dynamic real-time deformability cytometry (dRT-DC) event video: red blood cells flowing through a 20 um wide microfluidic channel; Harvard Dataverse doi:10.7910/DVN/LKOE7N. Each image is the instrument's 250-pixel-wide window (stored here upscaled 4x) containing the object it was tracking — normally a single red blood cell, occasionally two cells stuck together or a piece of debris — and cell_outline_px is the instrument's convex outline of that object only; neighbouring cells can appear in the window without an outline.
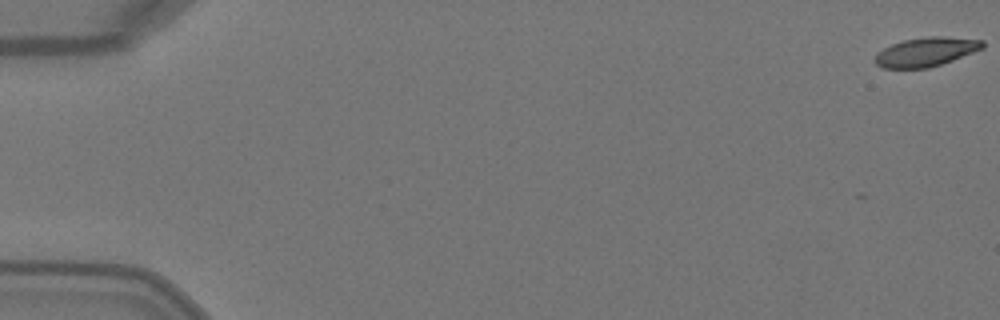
{"species": "Egyptian fruit bat (a non-hibernating species)", "species_latin": "Rousettus aegyptiacus", "temperature_condition": "warm", "stored_images_in_passage": 6, "camera_frame_rate_fps": 3000, "um_per_image_px": 0.085, "animal": {"sex": "female"}, "frame": {"image": 1, "passage_image": 1, "time_ms": 0.0, "image_size_px": [1000, 320], "cell_outline_px": [[984, 48], [952, 60], [928, 68], [880, 68], [876, 64], [876, 52], [892, 44], [904, 40], [928, 36], [944, 36], [984, 40]], "centroid_in_image_um": [78.71, 4.4], "position_along_channel_um": 6.3, "area_um2": 18.15}}
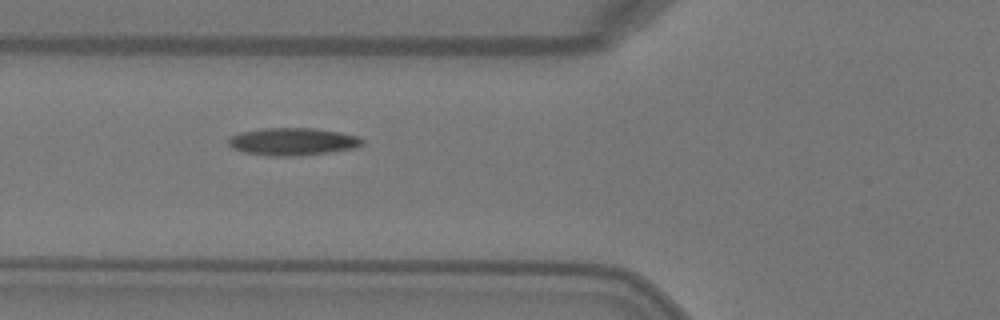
{"frame": {"image": 2, "passage_image": 5, "time_ms": 1.333, "image_size_px": [1000, 320], "cell_outline_px": [[364, 144], [356, 148], [328, 152], [292, 156], [268, 156], [244, 152], [232, 148], [228, 144], [228, 136], [240, 132], [264, 128], [312, 128], [340, 132], [356, 136], [364, 140]], "centroid_in_image_um": [24.85, 12.03], "position_along_channel_um": 101.0, "area_um2": 21.5}}
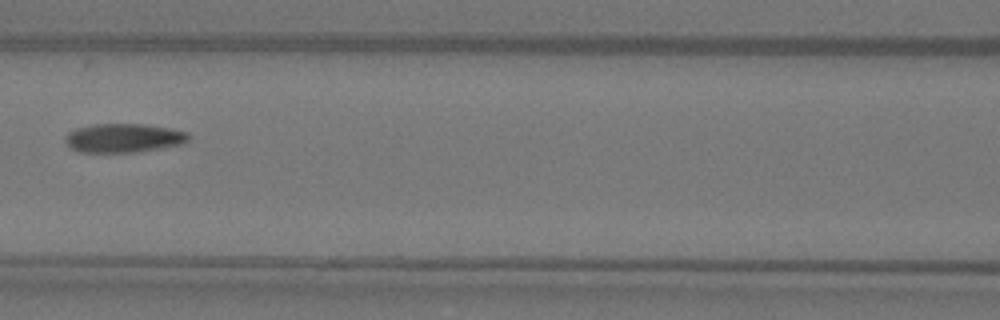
{"frame": {"image": 3, "passage_image": 6, "time_ms": 1.667, "image_size_px": [1000, 320], "cell_outline_px": [[188, 140], [184, 144], [136, 152], [80, 152], [72, 148], [64, 140], [64, 136], [68, 132], [76, 128], [92, 124], [144, 124], [168, 128], [188, 132]], "centroid_in_image_um": [10.49, 11.73], "position_along_channel_um": 156.1, "area_um2": 20.75}}